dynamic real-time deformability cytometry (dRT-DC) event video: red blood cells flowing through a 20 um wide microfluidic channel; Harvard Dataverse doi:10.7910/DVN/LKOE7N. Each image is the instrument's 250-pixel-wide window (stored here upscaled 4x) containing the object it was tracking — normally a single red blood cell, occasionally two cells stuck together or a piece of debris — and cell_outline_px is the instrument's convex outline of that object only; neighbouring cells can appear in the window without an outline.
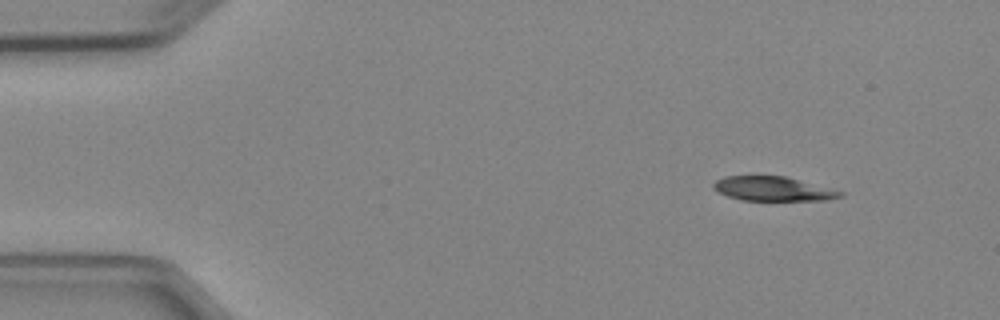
{"species": "Egyptian fruit bat (a non-hibernating species)", "species_latin": "Rousettus aegyptiacus", "temperature_condition": "cold", "stored_images_in_passage": 5, "camera_frame_rate_fps": 3000, "um_per_image_px": 0.085, "animal": {"sex": "female"}, "frame": {"image": 1, "passage_image": 1, "time_ms": 0.0, "image_size_px": [1000, 320], "cell_outline_px": [[844, 196], [828, 200], [740, 200], [728, 196], [712, 188], [712, 184], [716, 180], [724, 176], [784, 176], [844, 192]], "centroid_in_image_um": [65.69, 16.05], "position_along_channel_um": 19.3, "area_um2": 17.8}}
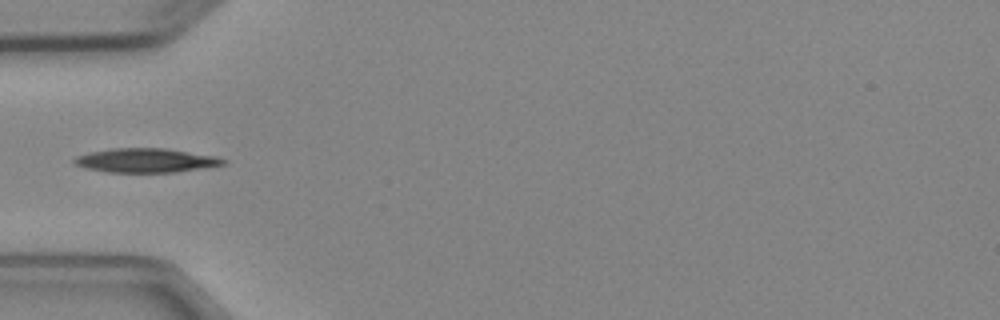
{"frame": {"image": 2, "passage_image": 4, "time_ms": 3.667, "image_size_px": [1000, 320], "cell_outline_px": [[228, 160], [224, 164], [176, 172], [108, 172], [84, 168], [76, 164], [72, 160], [76, 156], [92, 152], [112, 148], [164, 148], [216, 156]], "centroid_in_image_um": [12.39, 13.63], "position_along_channel_um": 72.6, "area_um2": 20.75}}